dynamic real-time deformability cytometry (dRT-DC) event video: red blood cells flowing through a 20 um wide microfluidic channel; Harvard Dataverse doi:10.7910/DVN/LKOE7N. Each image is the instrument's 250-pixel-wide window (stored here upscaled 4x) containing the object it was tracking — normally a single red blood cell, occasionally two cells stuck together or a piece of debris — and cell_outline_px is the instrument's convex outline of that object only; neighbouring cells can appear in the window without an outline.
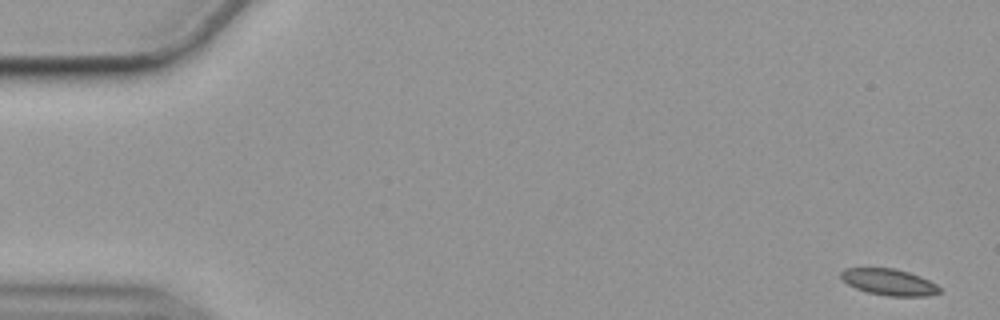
{"species": "common noctule bat (a hibernating species)", "species_latin": "Nyctalus noctula", "temperature_condition": "cold", "stored_images_in_passage": 56, "camera_frame_rate_fps": 3000, "um_per_image_px": 0.085, "animal": {"sex": "female", "body_mass_g": 19.9}, "frame": {"image": 1, "passage_image": 1, "time_ms": 0.0, "image_size_px": [1000, 320], "cell_outline_px": [[940, 292], [928, 296], [888, 296], [868, 292], [856, 288], [840, 280], [840, 272], [844, 268], [892, 268], [908, 272], [920, 276], [936, 284], [940, 288]], "centroid_in_image_um": [75.53, 23.97], "position_along_channel_um": 9.5, "area_um2": 15.14}}
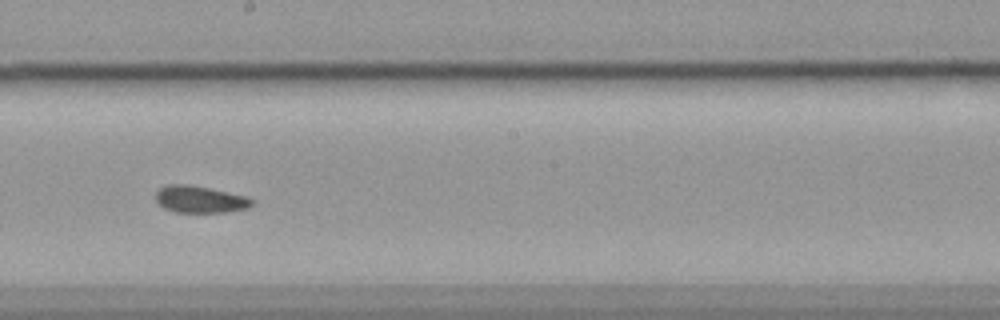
{"frame": {"image": 2, "passage_image": 31, "time_ms": 10.0, "image_size_px": [1000, 320], "cell_outline_px": [[256, 204], [248, 208], [224, 212], [176, 212], [164, 208], [156, 204], [156, 192], [160, 188], [168, 184], [188, 184], [248, 196], [256, 200]], "centroid_in_image_um": [17.03, 16.95], "position_along_channel_um": 231.2, "area_um2": 15.32}}
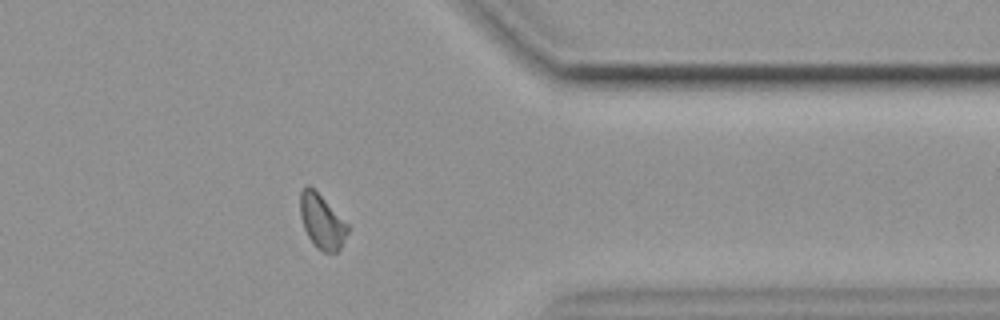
{"frame": {"image": 3, "passage_image": 45, "time_ms": 14.667, "image_size_px": [1000, 320], "cell_outline_px": [[348, 232], [340, 248], [336, 252], [324, 252], [316, 248], [308, 236], [304, 228], [300, 216], [300, 192], [308, 184], [348, 224]], "centroid_in_image_um": [27.34, 18.85], "position_along_channel_um": 384.1, "area_um2": 14.68}, "authors_computed_cell_mechanics": {"area_um2": 15.7216, "velocity_mm_per_s": 3.5331, "shape_relaxation_time_tau1_ms": null, "shape_relaxation_time_tau2_ms": 3.9566, "deformation_change_tau1": null, "deformation_change_tau2": 0.0856}}